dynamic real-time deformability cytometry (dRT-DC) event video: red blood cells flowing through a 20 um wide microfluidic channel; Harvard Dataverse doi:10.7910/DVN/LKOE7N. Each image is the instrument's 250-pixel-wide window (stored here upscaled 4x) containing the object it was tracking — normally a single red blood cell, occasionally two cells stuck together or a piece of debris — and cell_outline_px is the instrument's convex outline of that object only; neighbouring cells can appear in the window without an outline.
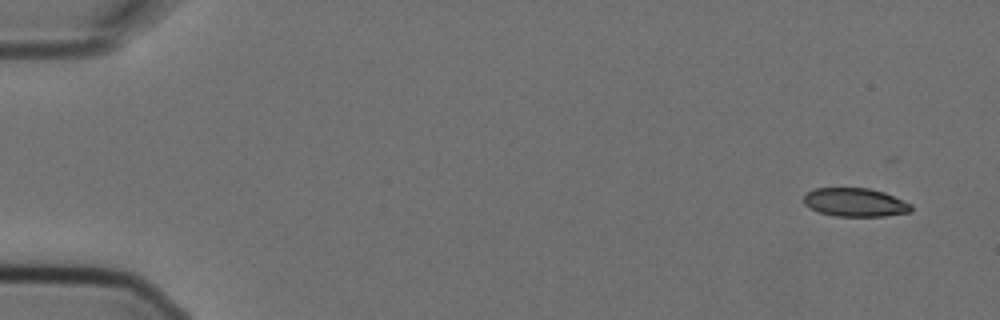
{"species": "Egyptian fruit bat (a non-hibernating species)", "species_latin": "Rousettus aegyptiacus", "temperature_condition": "cold", "stored_images_in_passage": 3, "camera_frame_rate_fps": 3000, "um_per_image_px": 0.085, "animal": {"sex": "female"}, "frame": {"image": 1, "passage_image": 1, "time_ms": 0.0, "image_size_px": [1000, 320], "cell_outline_px": [[912, 212], [884, 216], [836, 216], [820, 212], [804, 204], [804, 196], [808, 192], [816, 188], [868, 188], [884, 192], [912, 204]], "centroid_in_image_um": [72.72, 17.2], "position_along_channel_um": 12.3, "area_um2": 17.74}}